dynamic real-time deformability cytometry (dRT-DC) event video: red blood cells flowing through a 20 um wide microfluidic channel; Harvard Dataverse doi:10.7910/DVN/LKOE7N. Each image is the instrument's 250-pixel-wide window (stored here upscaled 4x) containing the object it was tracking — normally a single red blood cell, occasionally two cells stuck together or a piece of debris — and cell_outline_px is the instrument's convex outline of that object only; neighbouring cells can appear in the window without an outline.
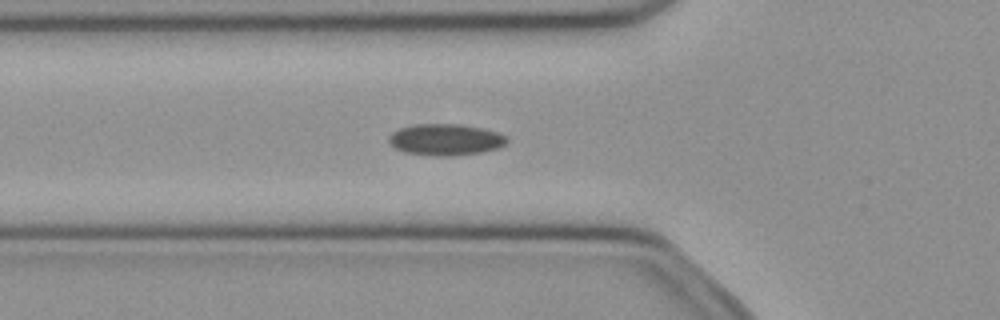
{"species": "common noctule bat (a hibernating species)", "species_latin": "Nyctalus noctula", "temperature_condition": "cold", "stored_images_in_passage": 45, "camera_frame_rate_fps": 3000, "um_per_image_px": 0.085, "animal": {"sex": "female", "body_mass_g": 21.9}, "frame": {"image": 1, "passage_image": 18, "time_ms": 5.667, "image_size_px": [1000, 320], "cell_outline_px": [[508, 144], [500, 148], [480, 152], [452, 156], [436, 156], [404, 152], [396, 148], [388, 140], [388, 136], [392, 132], [400, 128], [416, 124], [460, 124], [484, 128], [500, 132], [508, 136]], "centroid_in_image_um": [37.94, 11.86], "position_along_channel_um": 87.9, "area_um2": 21.91}}
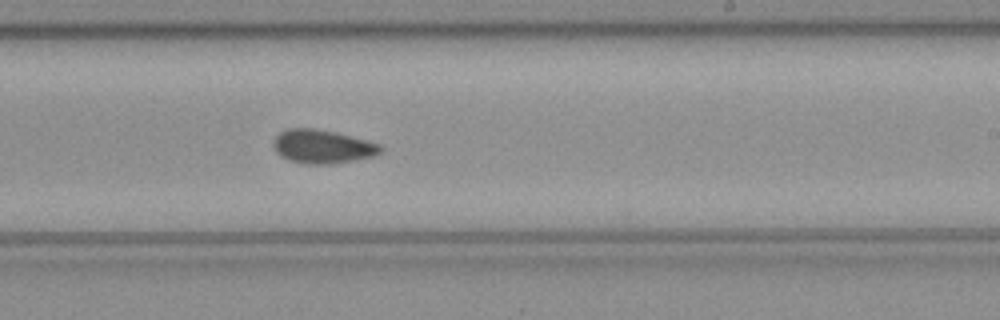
{"frame": {"image": 2, "passage_image": 31, "time_ms": 10.0, "image_size_px": [1000, 320], "cell_outline_px": [[384, 148], [376, 156], [332, 164], [304, 164], [288, 160], [280, 156], [276, 152], [272, 144], [272, 140], [280, 132], [288, 128], [312, 128], [336, 132], [352, 136], [380, 144]], "centroid_in_image_um": [27.39, 12.46], "position_along_channel_um": 261.6, "area_um2": 21.27}}
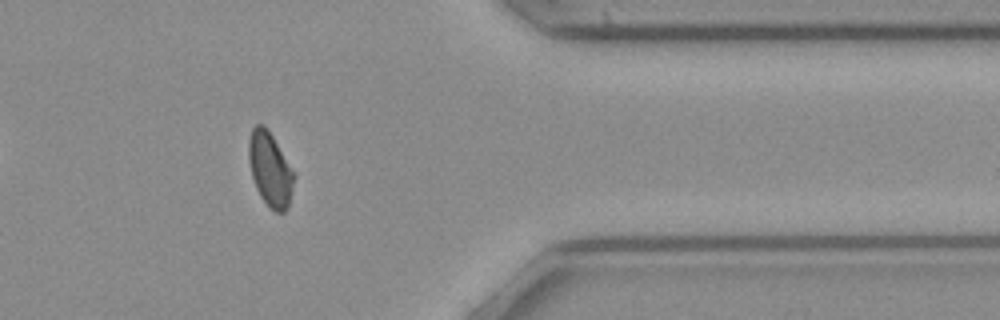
{"frame": {"image": 3, "passage_image": 42, "time_ms": 13.667, "image_size_px": [1000, 320], "cell_outline_px": [[296, 176], [288, 208], [284, 212], [276, 212], [268, 208], [260, 196], [256, 188], [252, 176], [248, 160], [248, 140], [252, 128], [256, 124], [264, 124], [268, 128]], "centroid_in_image_um": [22.95, 14.4], "position_along_channel_um": 388.4, "area_um2": 19.83}}